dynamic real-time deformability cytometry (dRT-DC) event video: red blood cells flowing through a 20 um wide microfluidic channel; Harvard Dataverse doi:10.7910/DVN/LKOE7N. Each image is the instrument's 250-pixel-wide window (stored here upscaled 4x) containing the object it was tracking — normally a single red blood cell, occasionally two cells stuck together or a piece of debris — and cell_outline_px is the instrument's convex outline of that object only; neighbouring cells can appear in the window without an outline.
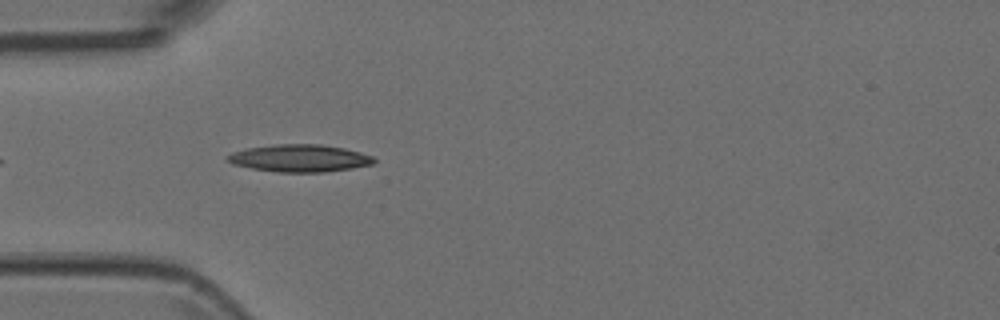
{"species": "Egyptian fruit bat (a non-hibernating species)", "species_latin": "Rousettus aegyptiacus", "temperature_condition": "room temperature", "stored_images_in_passage": 6, "camera_frame_rate_fps": 3000, "um_per_image_px": 0.085, "animal": {"sex": "female"}, "frame": {"image": 1, "passage_image": 3, "time_ms": 0.667, "image_size_px": [1000, 320], "cell_outline_px": [[376, 160], [372, 164], [352, 168], [324, 172], [280, 172], [252, 168], [232, 164], [224, 160], [224, 156], [232, 152], [244, 148], [276, 144], [320, 144], [344, 148], [360, 152], [372, 156]], "centroid_in_image_um": [25.41, 13.44], "position_along_channel_um": 59.6, "area_um2": 23.47}}
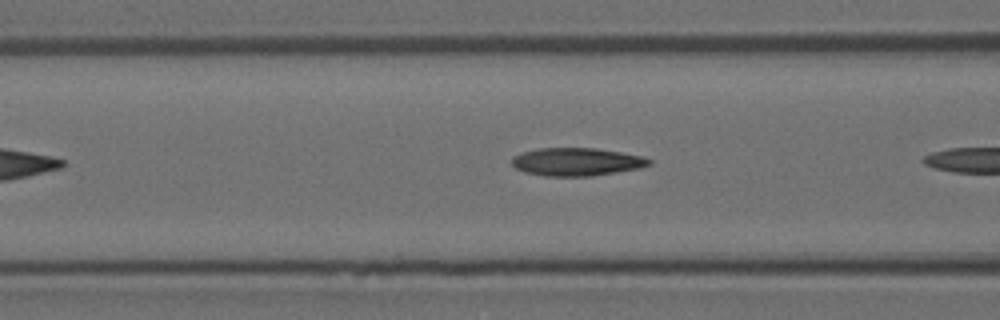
{"frame": {"image": 2, "passage_image": 5, "time_ms": 1.333, "image_size_px": [1000, 320], "cell_outline_px": [[652, 164], [640, 168], [592, 176], [544, 176], [524, 172], [516, 168], [512, 164], [512, 156], [524, 152], [540, 148], [596, 148], [620, 152], [640, 156], [652, 160]], "centroid_in_image_um": [49.01, 13.76], "position_along_channel_um": 117.6, "area_um2": 22.31}}